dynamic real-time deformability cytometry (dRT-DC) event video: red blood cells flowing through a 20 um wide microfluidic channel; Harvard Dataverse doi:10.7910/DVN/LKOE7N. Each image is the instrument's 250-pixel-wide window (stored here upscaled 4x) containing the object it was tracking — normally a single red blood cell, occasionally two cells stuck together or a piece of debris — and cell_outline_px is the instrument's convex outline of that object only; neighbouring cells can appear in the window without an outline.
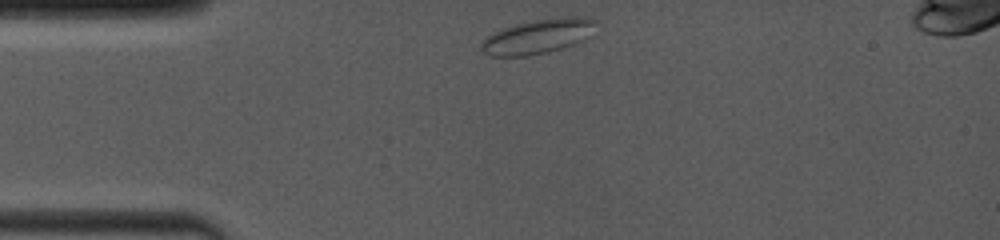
{"species": "common noctule bat (a hibernating species)", "species_latin": "Nyctalus noctula", "temperature_condition": "room temperature", "stored_images_in_passage": 51, "camera_frame_rate_fps": 4000, "um_per_image_px": 0.085, "animal": {"sex": "female", "body_mass_g": 19.0, "forearm_length_mm": 53.3}, "frame": {"image": 1, "passage_image": 1, "time_ms": 0.0, "image_size_px": [1000, 240], "cell_outline_px": [[596, 20], [588, 40], [548, 52], [528, 56], [488, 56], [480, 48], [480, 44], [492, 32], [500, 28], [516, 24], [536, 20], [564, 16], [580, 16]], "centroid_in_image_um": [45.72, 3.1], "position_along_channel_um": 39.3, "area_um2": 23.24}}
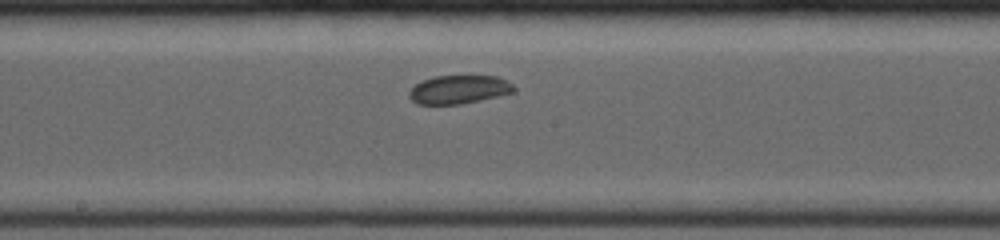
{"frame": {"image": 2, "passage_image": 28, "time_ms": 5.0, "image_size_px": [1000, 240], "cell_outline_px": [[516, 88], [512, 92], [480, 100], [460, 104], [416, 104], [408, 96], [408, 92], [420, 80], [436, 76], [496, 76], [512, 84]], "centroid_in_image_um": [38.95, 7.61], "position_along_channel_um": 209.3, "area_um2": 17.22}}
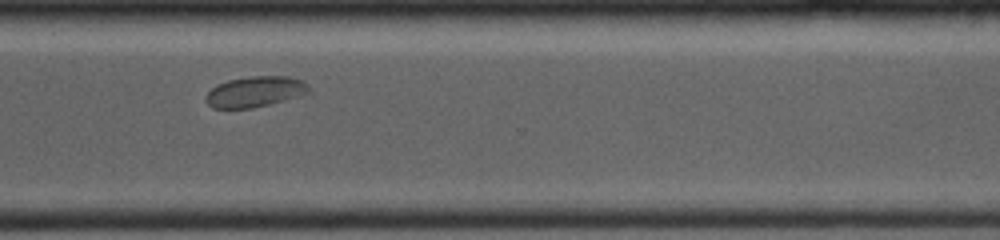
{"frame": {"image": 3, "passage_image": 50, "time_ms": 8.5, "image_size_px": [1000, 240], "cell_outline_px": [[308, 92], [296, 96], [268, 104], [252, 108], [212, 108], [204, 100], [204, 96], [216, 84], [228, 80], [248, 76], [288, 76], [304, 80], [308, 84]], "centroid_in_image_um": [21.62, 7.78], "position_along_channel_um": 349.0, "area_um2": 18.32}}